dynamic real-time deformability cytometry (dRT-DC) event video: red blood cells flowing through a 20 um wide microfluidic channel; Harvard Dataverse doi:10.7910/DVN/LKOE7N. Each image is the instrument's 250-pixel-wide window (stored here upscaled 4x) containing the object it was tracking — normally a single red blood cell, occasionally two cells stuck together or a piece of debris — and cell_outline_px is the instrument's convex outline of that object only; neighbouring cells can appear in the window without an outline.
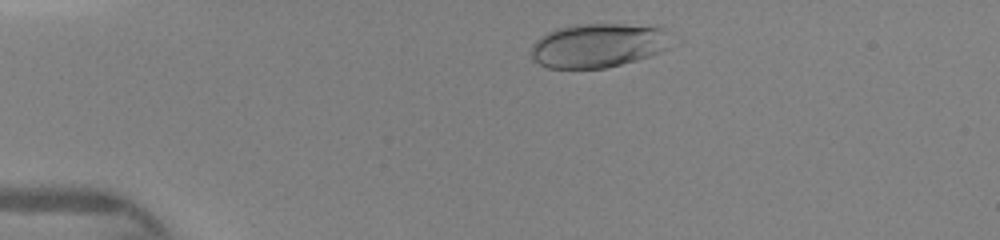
{"species": "human", "species_latin": "Homo sapiens", "temperature_condition": "warm", "stored_images_in_passage": 33, "camera_frame_rate_fps": 3000, "um_per_image_px": 0.085, "donor": {"sex": "female"}, "frame": {"image": 1, "passage_image": 4, "time_ms": 1.0, "image_size_px": [1000, 240], "cell_outline_px": [[684, 40], [680, 44], [660, 52], [636, 60], [604, 68], [548, 68], [532, 60], [532, 44], [540, 36], [556, 28], [580, 24], [624, 24], [668, 28]], "centroid_in_image_um": [51.05, 3.84], "position_along_channel_um": 34.0, "area_um2": 37.22}}
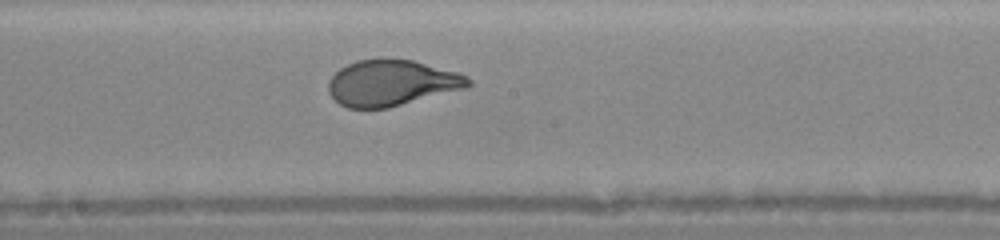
{"frame": {"image": 2, "passage_image": 20, "time_ms": 6.333, "image_size_px": [1000, 240], "cell_outline_px": [[472, 84], [468, 88], [388, 108], [348, 108], [340, 104], [328, 92], [328, 80], [340, 68], [356, 60], [412, 60], [460, 72], [468, 76], [472, 80]], "centroid_in_image_um": [33.34, 7.06], "position_along_channel_um": 214.9, "area_um2": 37.45}}
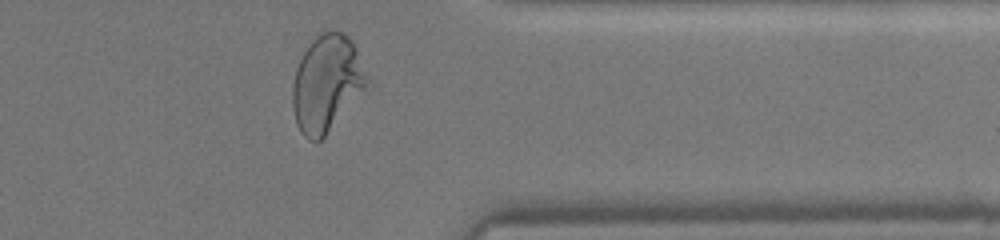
{"frame": {"image": 3, "passage_image": 32, "time_ms": 10.333, "image_size_px": [1000, 240], "cell_outline_px": [[368, 80], [364, 88], [324, 136], [316, 144], [308, 140], [300, 132], [296, 124], [292, 104], [292, 88], [296, 68], [308, 44], [324, 28], [336, 28], [348, 36], [356, 48], [368, 76]], "centroid_in_image_um": [27.73, 7.04], "position_along_channel_um": 383.7, "area_um2": 41.67}}